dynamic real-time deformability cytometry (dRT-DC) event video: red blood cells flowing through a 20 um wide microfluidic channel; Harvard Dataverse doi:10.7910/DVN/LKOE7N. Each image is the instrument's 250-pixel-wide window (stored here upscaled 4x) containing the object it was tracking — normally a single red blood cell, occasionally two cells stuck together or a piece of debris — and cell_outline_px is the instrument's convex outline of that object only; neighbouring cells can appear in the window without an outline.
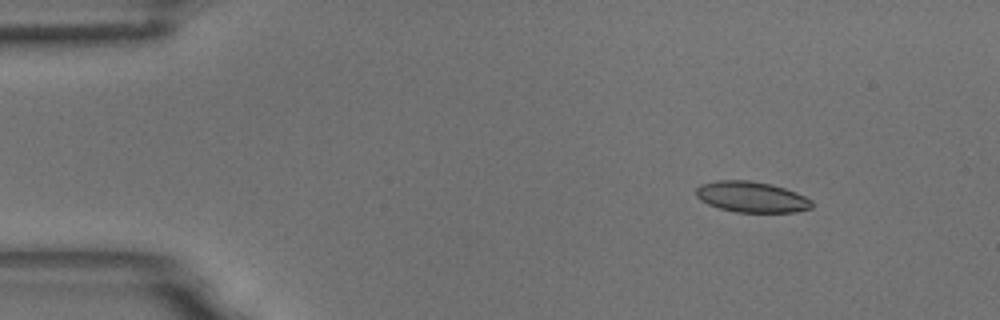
{"species": "common noctule bat (a hibernating species)", "species_latin": "Nyctalus noctula", "temperature_condition": "room temperature", "stored_images_in_passage": 5, "camera_frame_rate_fps": 3000, "um_per_image_px": 0.085, "animal": {"sex": "male", "body_mass_g": 18.8}, "frame": {"image": 1, "passage_image": 3, "time_ms": 0.667, "image_size_px": [1000, 320], "cell_outline_px": [[812, 208], [796, 212], [736, 212], [720, 208], [708, 204], [700, 200], [696, 196], [696, 188], [700, 184], [716, 180], [752, 180], [772, 184], [796, 192], [812, 200]], "centroid_in_image_um": [63.87, 16.73], "position_along_channel_um": 21.1, "area_um2": 20.92}}
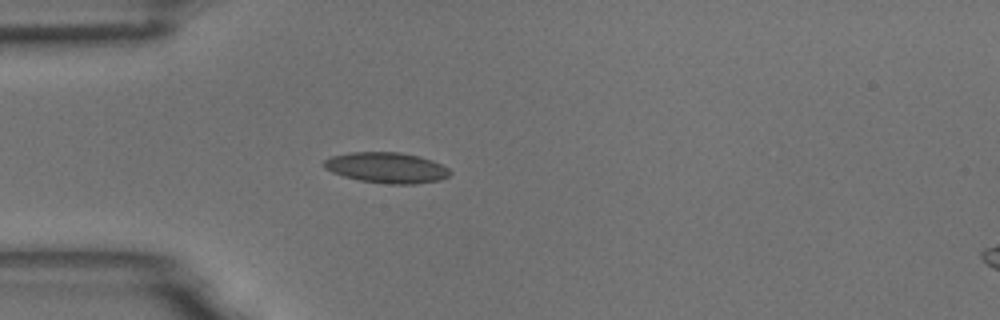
{"frame": {"image": 2, "passage_image": 5, "time_ms": 1.333, "image_size_px": [1000, 320], "cell_outline_px": [[452, 172], [448, 176], [440, 180], [412, 184], [388, 184], [360, 180], [344, 176], [332, 172], [324, 168], [324, 160], [332, 156], [352, 152], [400, 152], [432, 160], [448, 168]], "centroid_in_image_um": [32.86, 14.25], "position_along_channel_um": 52.1, "area_um2": 22.31}}